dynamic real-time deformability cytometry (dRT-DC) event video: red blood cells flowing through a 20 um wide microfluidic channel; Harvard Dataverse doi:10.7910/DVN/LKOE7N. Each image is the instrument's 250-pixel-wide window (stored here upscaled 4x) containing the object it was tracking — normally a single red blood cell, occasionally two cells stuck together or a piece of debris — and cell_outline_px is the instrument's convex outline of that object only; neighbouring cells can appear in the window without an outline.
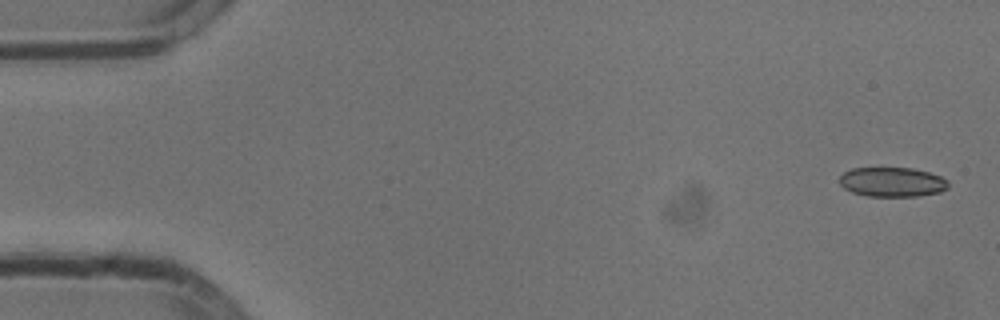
{"species": "common noctule bat (a hibernating species)", "species_latin": "Nyctalus noctula", "temperature_condition": "cold", "stored_images_in_passage": 53, "camera_frame_rate_fps": 3000, "um_per_image_px": 0.085, "animal": {"sex": "male", "body_mass_g": 13.3}, "frame": {"image": 1, "passage_image": 1, "time_ms": 0.0, "image_size_px": [1000, 320], "cell_outline_px": [[948, 188], [940, 192], [920, 196], [868, 196], [852, 192], [844, 188], [840, 184], [840, 176], [844, 172], [852, 168], [912, 168], [928, 172], [940, 176], [948, 180]], "centroid_in_image_um": [75.85, 15.47], "position_along_channel_um": 9.2, "area_um2": 18.73}}
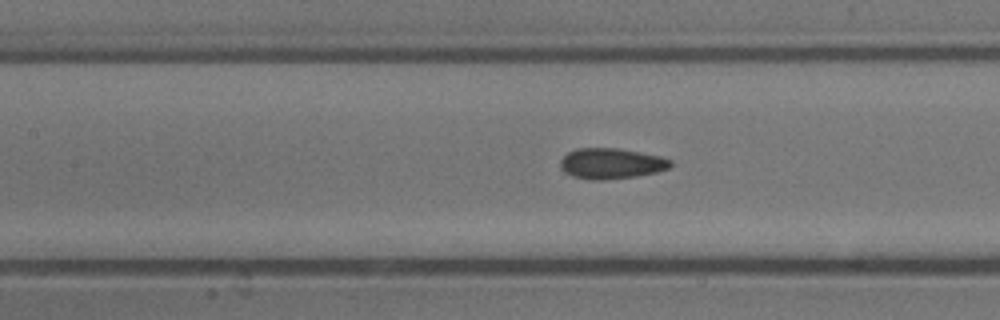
{"frame": {"image": 2, "passage_image": 23, "time_ms": 7.333, "image_size_px": [1000, 320], "cell_outline_px": [[672, 164], [668, 168], [656, 172], [636, 176], [604, 180], [592, 180], [572, 176], [564, 172], [560, 168], [560, 160], [568, 152], [576, 148], [616, 148], [640, 152], [660, 156], [672, 160]], "centroid_in_image_um": [51.93, 13.9], "position_along_channel_um": 155.5, "area_um2": 19.71}}
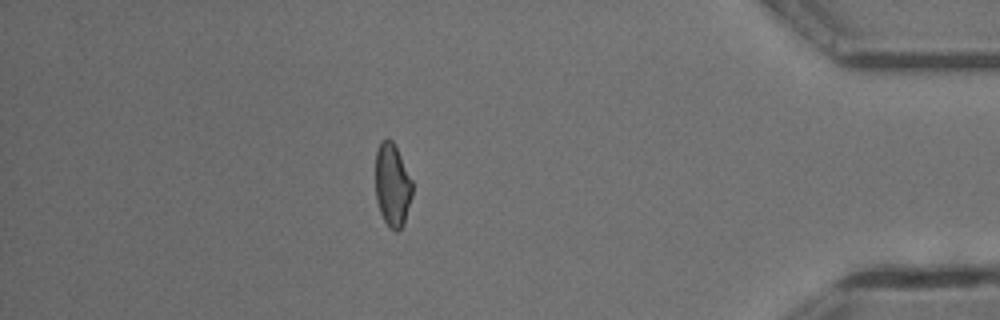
{"frame": {"image": 3, "passage_image": 46, "time_ms": 15.0, "image_size_px": [1000, 320], "cell_outline_px": [[412, 196], [404, 224], [396, 232], [388, 228], [380, 212], [376, 200], [376, 152], [380, 140], [392, 140], [412, 180]], "centroid_in_image_um": [33.35, 15.77], "position_along_channel_um": 401.9, "area_um2": 17.8}, "authors_computed_cell_mechanics": {"area_um2": 19.1318, "velocity_mm_per_s": 3.7991, "shape_relaxation_time_tau1_ms": 5.7096, "shape_relaxation_time_tau2_ms": 2.3323, "deformation_change_tau1": 0.104, "deformation_change_tau2": 0.0722}}